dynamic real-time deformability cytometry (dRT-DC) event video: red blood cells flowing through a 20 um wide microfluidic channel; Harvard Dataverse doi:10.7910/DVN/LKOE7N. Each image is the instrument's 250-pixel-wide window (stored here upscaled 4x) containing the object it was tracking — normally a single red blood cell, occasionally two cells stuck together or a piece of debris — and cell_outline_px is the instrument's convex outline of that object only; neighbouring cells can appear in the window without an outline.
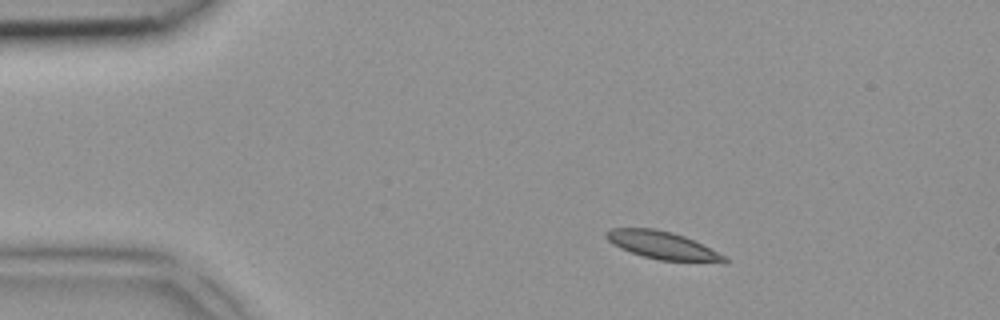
{"species": "common noctule bat (a hibernating species)", "species_latin": "Nyctalus noctula", "temperature_condition": "room temperature", "stored_images_in_passage": 3, "camera_frame_rate_fps": 3000, "um_per_image_px": 0.085, "animal": {"sex": "female", "body_mass_g": 18.4}, "frame": {"image": 1, "passage_image": 1, "time_ms": 0.0, "image_size_px": [1000, 320], "cell_outline_px": [[728, 264], [724, 264], [660, 260], [644, 256], [620, 248], [612, 244], [604, 236], [604, 232], [612, 228], [652, 228], [672, 232], [684, 236], [728, 256]], "centroid_in_image_um": [56.4, 20.88], "position_along_channel_um": 28.6, "area_um2": 19.48}}